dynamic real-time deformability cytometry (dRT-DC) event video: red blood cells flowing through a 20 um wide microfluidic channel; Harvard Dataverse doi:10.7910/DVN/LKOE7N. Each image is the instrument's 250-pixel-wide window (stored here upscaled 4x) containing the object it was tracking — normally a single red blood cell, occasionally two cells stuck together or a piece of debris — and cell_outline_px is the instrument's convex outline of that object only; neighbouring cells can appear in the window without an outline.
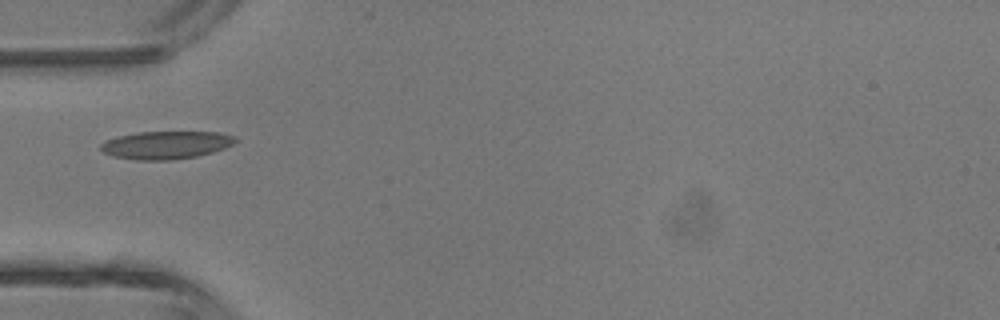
{"species": "common noctule bat (a hibernating species)", "species_latin": "Nyctalus noctula", "temperature_condition": "room temperature", "stored_images_in_passage": 6, "camera_frame_rate_fps": 3000, "um_per_image_px": 0.085, "animal": {"sex": "male", "body_mass_g": 13.3}, "frame": {"image": 1, "passage_image": 5, "time_ms": 4.667, "image_size_px": [1000, 320], "cell_outline_px": [[236, 140], [232, 144], [224, 148], [212, 152], [196, 156], [172, 160], [136, 160], [112, 156], [104, 152], [100, 148], [100, 144], [108, 140], [120, 136], [136, 132], [220, 132], [236, 136]], "centroid_in_image_um": [14.12, 12.32], "position_along_channel_um": 70.9, "area_um2": 21.73}}
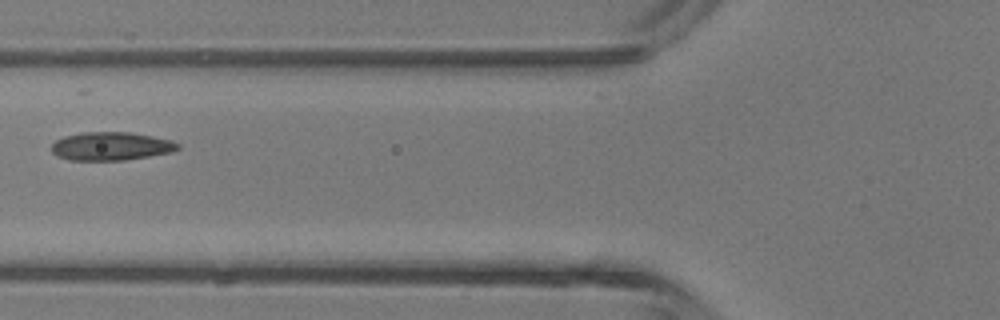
{"frame": {"image": 2, "passage_image": 6, "time_ms": 5.667, "image_size_px": [1000, 320], "cell_outline_px": [[180, 148], [172, 152], [124, 160], [68, 160], [56, 156], [52, 152], [52, 144], [56, 140], [64, 136], [84, 132], [132, 132], [172, 140], [180, 144]], "centroid_in_image_um": [9.44, 12.42], "position_along_channel_um": 116.4, "area_um2": 20.92}}